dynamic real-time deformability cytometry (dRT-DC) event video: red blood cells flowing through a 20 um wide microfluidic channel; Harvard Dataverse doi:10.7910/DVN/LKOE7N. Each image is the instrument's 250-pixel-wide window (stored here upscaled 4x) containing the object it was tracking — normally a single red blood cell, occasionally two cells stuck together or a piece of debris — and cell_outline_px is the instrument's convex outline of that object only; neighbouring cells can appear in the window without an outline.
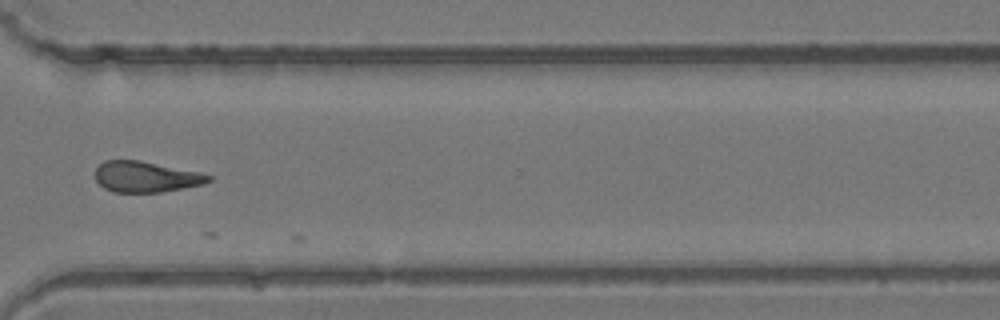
{"species": "common noctule bat (a hibernating species)", "species_latin": "Nyctalus noctula", "temperature_condition": "room temperature", "stored_images_in_passage": 27, "camera_frame_rate_fps": 3000, "um_per_image_px": 0.085, "animal": {"sex": "female", "body_mass_g": 24.6, "forearm_length_mm": 56.2}, "frame": {"image": 1, "passage_image": 24, "time_ms": 7.667, "image_size_px": [1000, 320], "cell_outline_px": [[212, 180], [204, 184], [160, 192], [112, 192], [104, 188], [96, 180], [96, 168], [104, 160], [140, 160], [200, 172], [212, 176]], "centroid_in_image_um": [12.41, 15.02], "position_along_channel_um": 358.2, "area_um2": 20.35}}